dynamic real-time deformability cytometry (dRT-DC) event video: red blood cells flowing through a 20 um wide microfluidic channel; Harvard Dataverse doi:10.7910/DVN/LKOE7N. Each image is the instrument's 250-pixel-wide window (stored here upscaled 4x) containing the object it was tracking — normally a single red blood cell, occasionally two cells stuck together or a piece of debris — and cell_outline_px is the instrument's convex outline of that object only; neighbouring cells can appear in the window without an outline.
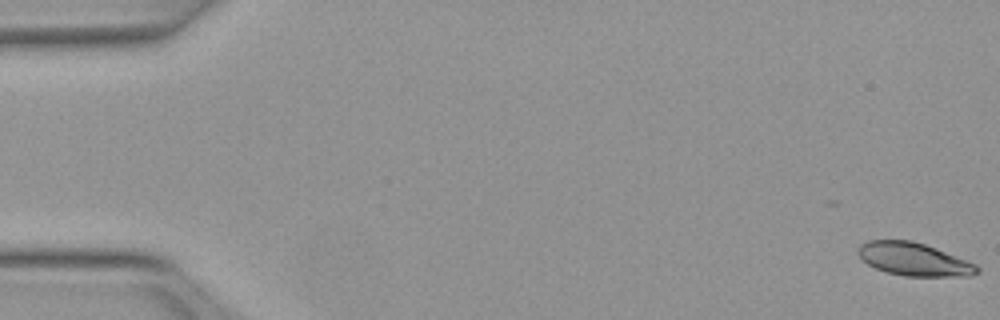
{"species": "Egyptian fruit bat (a non-hibernating species)", "species_latin": "Rousettus aegyptiacus", "temperature_condition": "warm", "stored_images_in_passage": 29, "camera_frame_rate_fps": 3000, "um_per_image_px": 0.085, "animal": {"sex": "female"}, "frame": {"image": 1, "passage_image": 1, "time_ms": 0.0, "image_size_px": [1000, 320], "cell_outline_px": [[980, 272], [972, 276], [904, 276], [888, 272], [876, 268], [868, 264], [856, 252], [860, 244], [868, 240], [912, 240], [936, 248], [976, 264], [980, 268]], "centroid_in_image_um": [77.7, 22.03], "position_along_channel_um": 7.3, "area_um2": 22.83}}
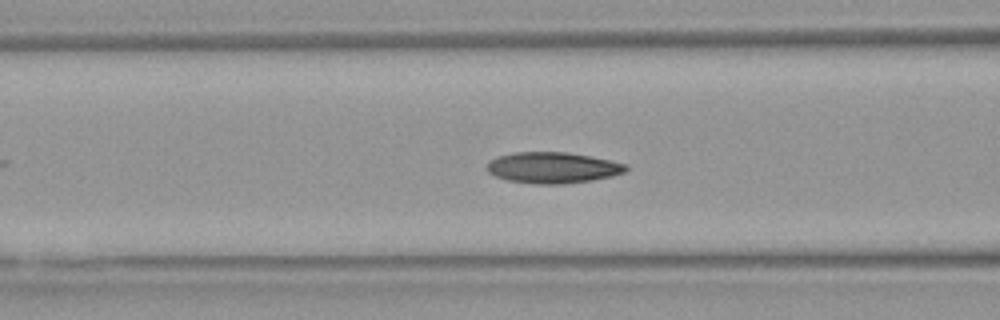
{"frame": {"image": 2, "passage_image": 21, "time_ms": 6.667, "image_size_px": [1000, 320], "cell_outline_px": [[628, 168], [624, 172], [612, 176], [592, 180], [564, 184], [536, 184], [508, 180], [496, 176], [488, 172], [484, 168], [488, 160], [496, 156], [512, 152], [568, 152], [628, 164]], "centroid_in_image_um": [46.92, 14.25], "position_along_channel_um": 119.7, "area_um2": 25.32}}
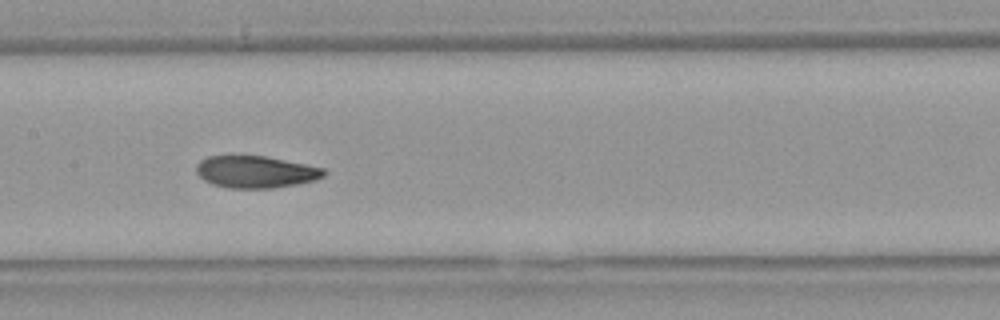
{"frame": {"image": 3, "passage_image": 26, "time_ms": 8.333, "image_size_px": [1000, 320], "cell_outline_px": [[324, 176], [312, 180], [296, 184], [272, 188], [228, 188], [212, 184], [204, 180], [196, 172], [196, 164], [200, 160], [208, 156], [232, 152], [264, 156], [324, 168]], "centroid_in_image_um": [21.61, 14.56], "position_along_channel_um": 185.8, "area_um2": 24.33}}